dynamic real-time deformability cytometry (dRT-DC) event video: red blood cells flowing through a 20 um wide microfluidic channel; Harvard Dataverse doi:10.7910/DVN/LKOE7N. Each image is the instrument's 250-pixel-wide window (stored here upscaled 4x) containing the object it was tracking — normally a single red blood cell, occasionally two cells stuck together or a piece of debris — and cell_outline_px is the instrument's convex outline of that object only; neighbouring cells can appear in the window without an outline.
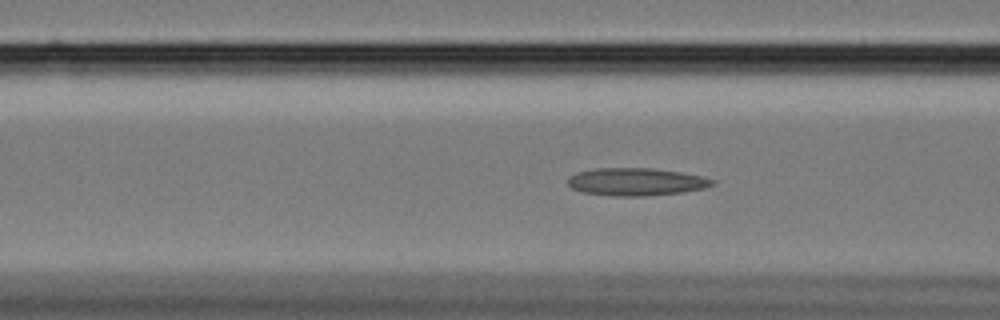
{"species": "Egyptian fruit bat (a non-hibernating species)", "species_latin": "Rousettus aegyptiacus", "temperature_condition": "cold", "stored_images_in_passage": 59, "camera_frame_rate_fps": 3000, "um_per_image_px": 0.085, "animal": {"sex": "female"}, "frame": {"image": 1, "passage_image": 23, "time_ms": 7.333, "image_size_px": [1000, 320], "cell_outline_px": [[716, 184], [704, 188], [680, 192], [644, 196], [612, 196], [584, 192], [572, 188], [568, 184], [568, 176], [576, 172], [592, 168], [652, 168], [680, 172], [704, 176], [716, 180]], "centroid_in_image_um": [54.07, 15.44], "position_along_channel_um": 112.5, "area_um2": 23.41}}
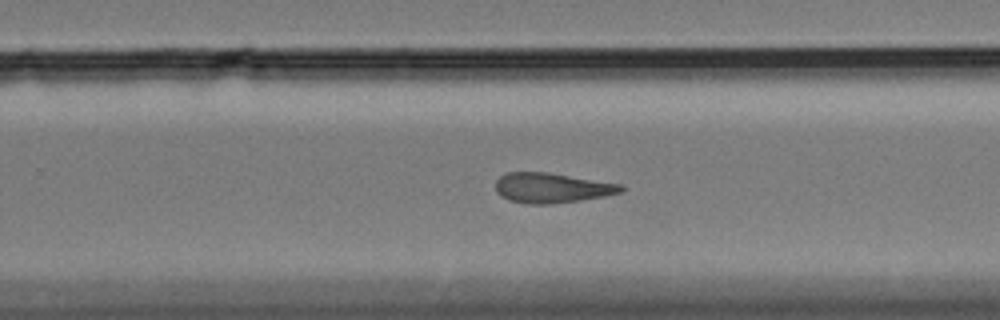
{"frame": {"image": 2, "passage_image": 38, "time_ms": 12.333, "image_size_px": [1000, 320], "cell_outline_px": [[624, 188], [620, 192], [604, 196], [580, 200], [552, 204], [528, 204], [508, 200], [500, 196], [496, 192], [496, 180], [504, 172], [548, 172], [624, 184]], "centroid_in_image_um": [46.88, 15.96], "position_along_channel_um": 282.9, "area_um2": 22.14}}
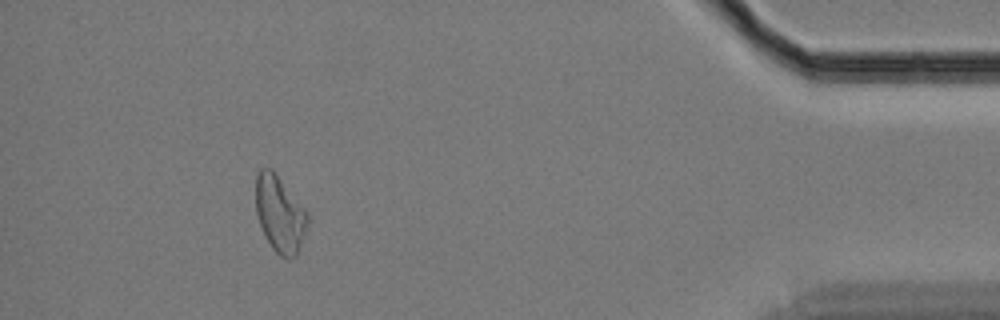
{"frame": {"image": 3, "passage_image": 54, "time_ms": 17.667, "image_size_px": [1000, 320], "cell_outline_px": [[308, 224], [296, 256], [292, 260], [288, 260], [280, 256], [272, 248], [264, 236], [256, 212], [256, 176], [260, 168], [272, 168], [276, 172], [308, 212]], "centroid_in_image_um": [23.79, 18.19], "position_along_channel_um": 411.4, "area_um2": 23.35}, "authors_computed_cell_mechanics": {"area_um2": 23.409, "velocity_mm_per_s": 3.4091, "shape_relaxation_time_tau1_ms": null, "shape_relaxation_time_tau2_ms": 8.3311, "deformation_change_tau1": null, "deformation_change_tau2": 0.1824}}